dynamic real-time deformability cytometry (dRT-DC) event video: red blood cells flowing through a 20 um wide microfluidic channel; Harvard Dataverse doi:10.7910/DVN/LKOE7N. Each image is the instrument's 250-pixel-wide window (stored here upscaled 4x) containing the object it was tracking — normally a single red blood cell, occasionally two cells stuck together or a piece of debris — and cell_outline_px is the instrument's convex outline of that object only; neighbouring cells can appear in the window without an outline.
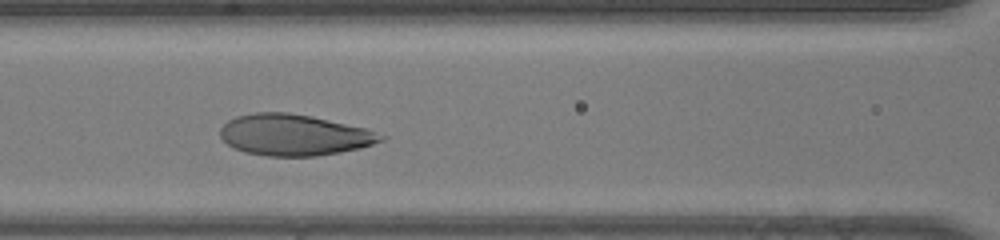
{"species": "human", "species_latin": "Homo sapiens", "temperature_condition": "room temperature", "stored_images_in_passage": 11, "camera_frame_rate_fps": 3000, "um_per_image_px": 0.085, "donor": {"sex": "male"}, "frame": {"image": 1, "passage_image": 7, "time_ms": 2.0, "image_size_px": [1000, 240], "cell_outline_px": [[388, 136], [384, 140], [360, 148], [340, 152], [316, 156], [268, 156], [244, 152], [232, 148], [220, 136], [220, 128], [228, 120], [236, 116], [256, 112], [288, 112], [312, 116], [368, 128]], "centroid_in_image_um": [25.02, 11.46], "position_along_channel_um": 141.6, "area_um2": 38.9}}